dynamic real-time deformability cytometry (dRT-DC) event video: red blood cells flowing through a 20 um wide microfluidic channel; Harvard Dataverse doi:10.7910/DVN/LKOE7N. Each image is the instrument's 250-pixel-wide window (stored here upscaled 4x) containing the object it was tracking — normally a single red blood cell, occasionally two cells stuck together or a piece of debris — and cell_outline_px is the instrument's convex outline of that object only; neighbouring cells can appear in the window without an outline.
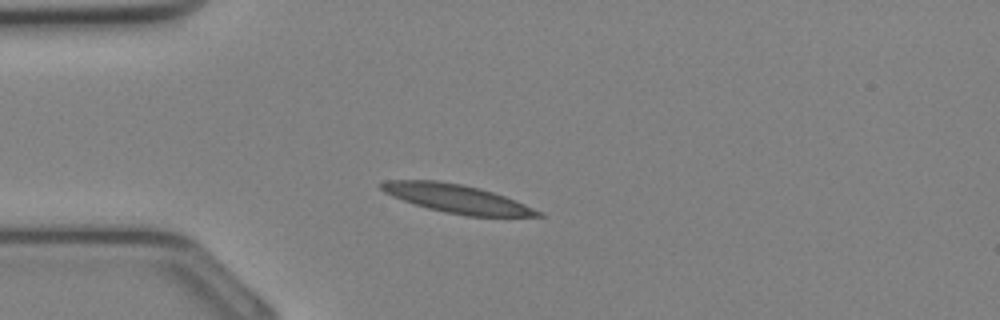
{"species": "Egyptian fruit bat (a non-hibernating species)", "species_latin": "Rousettus aegyptiacus", "temperature_condition": "cold", "stored_images_in_passage": 27, "camera_frame_rate_fps": 3000, "um_per_image_px": 0.085, "animal": {"sex": "female"}, "frame": {"image": 1, "passage_image": 1, "time_ms": 0.0, "image_size_px": [1000, 320], "cell_outline_px": [[544, 216], [468, 216], [444, 212], [428, 208], [392, 196], [384, 192], [380, 188], [380, 184], [384, 180], [436, 180], [460, 184], [480, 188], [504, 196], [544, 212]], "centroid_in_image_um": [38.82, 16.88], "position_along_channel_um": 46.2, "area_um2": 25.66}}
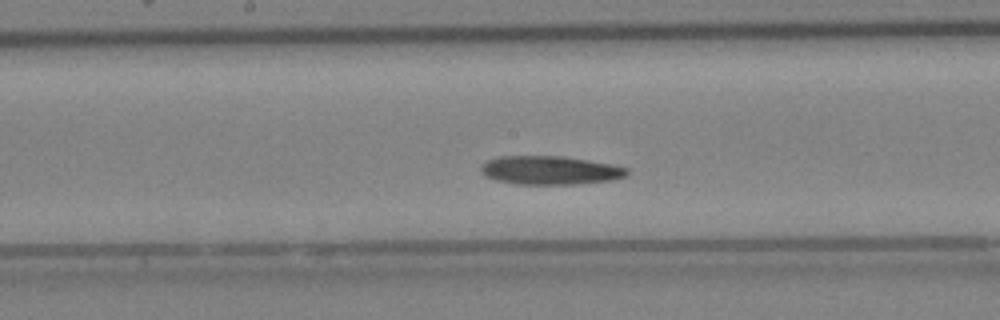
{"frame": {"image": 2, "passage_image": 10, "time_ms": 3.0, "image_size_px": [1000, 320], "cell_outline_px": [[628, 172], [624, 176], [612, 180], [576, 184], [516, 184], [496, 180], [484, 176], [480, 168], [488, 160], [500, 156], [560, 156], [588, 160], [612, 164], [628, 168]], "centroid_in_image_um": [46.75, 14.47], "position_along_channel_um": 201.5, "area_um2": 24.22}}
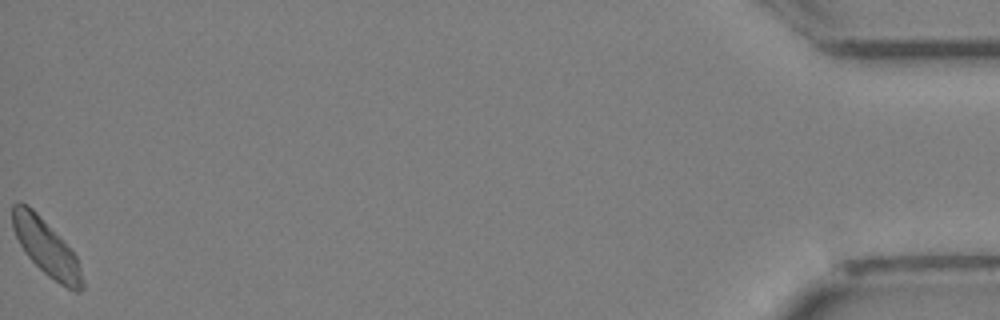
{"frame": {"image": 3, "passage_image": 27, "time_ms": 8.667, "image_size_px": [1000, 320], "cell_outline_px": [[84, 288], [76, 292], [60, 284], [48, 276], [24, 252], [12, 228], [12, 204], [28, 204], [36, 212], [76, 256], [84, 280]], "centroid_in_image_um": [3.92, 21.07], "position_along_channel_um": 431.3, "area_um2": 22.2}}